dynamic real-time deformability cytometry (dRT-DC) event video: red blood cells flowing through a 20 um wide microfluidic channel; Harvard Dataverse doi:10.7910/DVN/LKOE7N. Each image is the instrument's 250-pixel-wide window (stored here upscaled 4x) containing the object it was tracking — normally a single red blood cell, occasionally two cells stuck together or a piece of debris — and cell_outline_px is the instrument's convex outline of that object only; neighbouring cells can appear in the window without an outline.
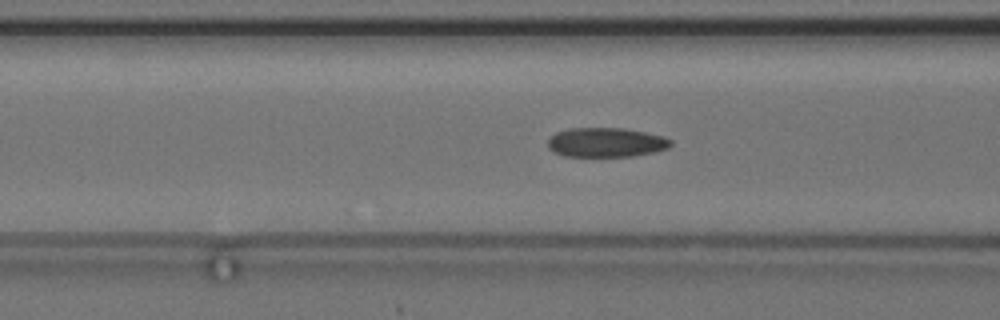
{"species": "common noctule bat (a hibernating species)", "species_latin": "Nyctalus noctula", "temperature_condition": "cold", "stored_images_in_passage": 57, "camera_frame_rate_fps": 3000, "um_per_image_px": 0.085, "animal": {"sex": "female", "body_mass_g": 24.6, "forearm_length_mm": 56.2}, "frame": {"image": 1, "passage_image": 23, "time_ms": 7.333, "image_size_px": [1000, 320], "cell_outline_px": [[672, 144], [668, 148], [656, 152], [632, 156], [564, 156], [552, 152], [548, 148], [548, 140], [556, 132], [568, 128], [624, 128], [664, 136], [672, 140]], "centroid_in_image_um": [51.52, 12.1], "position_along_channel_um": 115.1, "area_um2": 21.21}}
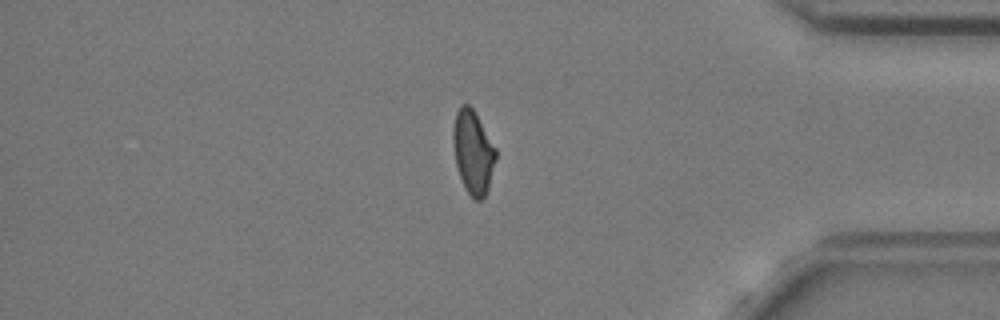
{"frame": {"image": 2, "passage_image": 48, "time_ms": 15.667, "image_size_px": [1000, 320], "cell_outline_px": [[496, 160], [488, 188], [484, 196], [480, 200], [472, 200], [460, 176], [456, 164], [452, 140], [452, 132], [456, 112], [460, 104], [468, 104], [472, 108], [496, 148]], "centroid_in_image_um": [40.2, 12.92], "position_along_channel_um": 395.0, "area_um2": 20.58}}
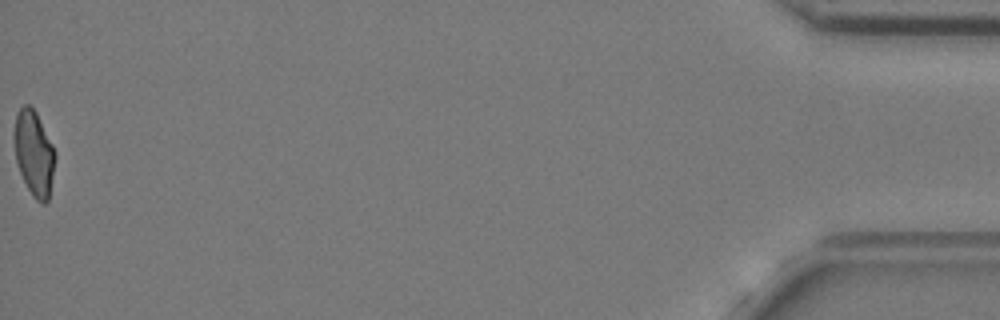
{"frame": {"image": 3, "passage_image": 57, "time_ms": 18.667, "image_size_px": [1000, 320], "cell_outline_px": [[56, 156], [48, 200], [44, 204], [40, 204], [32, 196], [20, 172], [16, 160], [12, 140], [12, 132], [16, 112], [24, 104], [28, 104], [36, 112], [56, 152]], "centroid_in_image_um": [2.85, 13.0], "position_along_channel_um": 432.3, "area_um2": 20.58}, "authors_computed_cell_mechanics": {"area_um2": 20.9814, "velocity_mm_per_s": 3.6826, "shape_relaxation_time_tau1_ms": null, "shape_relaxation_time_tau2_ms": 2.5195, "deformation_change_tau1": null, "deformation_change_tau2": 0.0677}}